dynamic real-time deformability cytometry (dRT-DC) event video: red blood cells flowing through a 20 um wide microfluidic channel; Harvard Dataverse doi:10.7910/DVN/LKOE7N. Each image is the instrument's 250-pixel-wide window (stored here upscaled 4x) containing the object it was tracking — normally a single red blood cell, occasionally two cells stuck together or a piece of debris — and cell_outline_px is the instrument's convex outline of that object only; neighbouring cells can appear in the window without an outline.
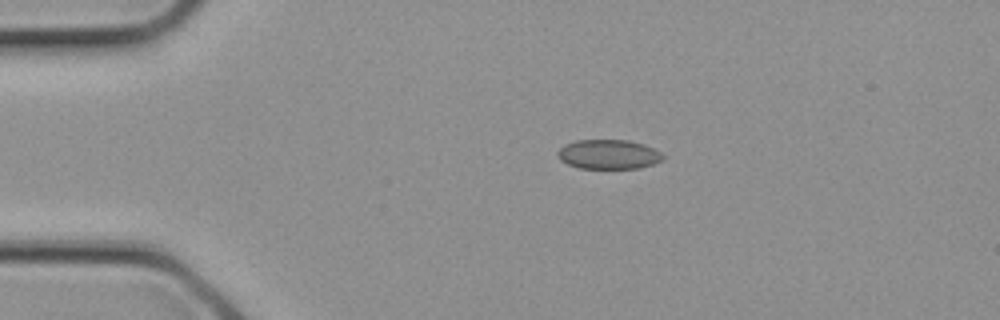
{"species": "common noctule bat (a hibernating species)", "species_latin": "Nyctalus noctula", "temperature_condition": "cold", "stored_images_in_passage": 2, "camera_frame_rate_fps": 3000, "um_per_image_px": 0.085, "animal": {"sex": "female", "body_mass_g": 21.9}, "frame": {"image": 1, "passage_image": 2, "time_ms": 0.333, "image_size_px": [1000, 320], "cell_outline_px": [[664, 156], [660, 160], [652, 164], [640, 168], [580, 168], [568, 164], [560, 160], [556, 156], [556, 152], [564, 144], [576, 140], [628, 140], [644, 144], [660, 152]], "centroid_in_image_um": [51.68, 13.11], "position_along_channel_um": 33.3, "area_um2": 18.03}}